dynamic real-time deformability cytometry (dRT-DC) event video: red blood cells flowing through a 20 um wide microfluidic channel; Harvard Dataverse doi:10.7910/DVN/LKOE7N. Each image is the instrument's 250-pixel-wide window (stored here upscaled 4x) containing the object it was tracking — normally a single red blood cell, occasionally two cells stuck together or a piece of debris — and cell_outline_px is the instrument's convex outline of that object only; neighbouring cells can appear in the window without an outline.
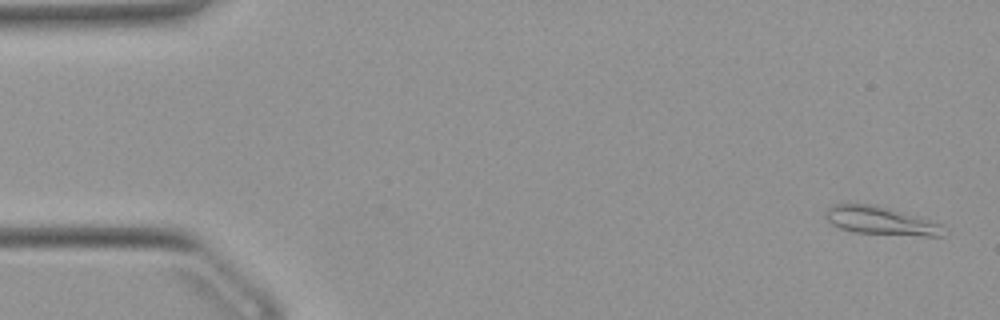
{"species": "Egyptian fruit bat (a non-hibernating species)", "species_latin": "Rousettus aegyptiacus", "temperature_condition": "warm", "stored_images_in_passage": 12, "camera_frame_rate_fps": 3000, "um_per_image_px": 0.085, "animal": {"sex": "female"}, "frame": {"image": 1, "passage_image": 2, "time_ms": 0.333, "image_size_px": [1000, 320], "cell_outline_px": [[944, 236], [924, 236], [856, 232], [840, 228], [832, 224], [824, 216], [828, 208], [832, 204], [848, 200], [868, 204], [920, 216], [940, 224]], "centroid_in_image_um": [74.77, 18.72], "position_along_channel_um": 10.2, "area_um2": 19.48}}